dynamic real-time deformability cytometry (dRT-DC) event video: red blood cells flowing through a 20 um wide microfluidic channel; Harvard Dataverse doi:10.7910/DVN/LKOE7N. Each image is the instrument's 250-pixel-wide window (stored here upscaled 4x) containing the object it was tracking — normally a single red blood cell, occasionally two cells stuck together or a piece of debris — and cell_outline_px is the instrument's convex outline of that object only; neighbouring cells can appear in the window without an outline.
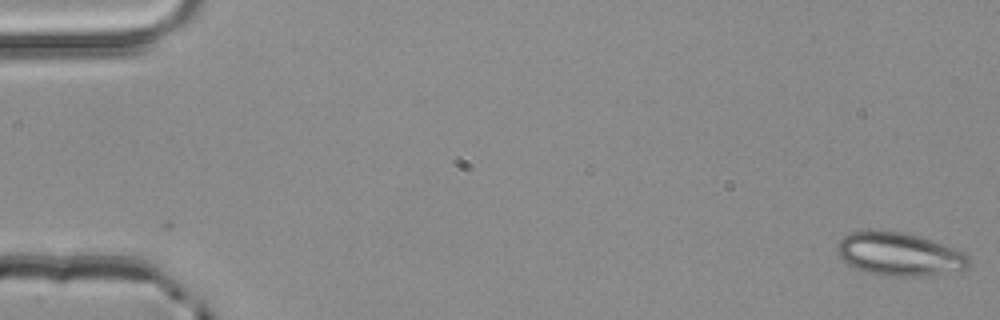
{"species": "common noctule bat (a hibernating species)", "species_latin": "Nyctalus noctula", "temperature_condition": "room temperature", "stored_images_in_passage": 4, "camera_frame_rate_fps": 3000, "um_per_image_px": 0.085, "animal": {"sex": "male", "body_mass_g": 20.4}, "frame": {"image": 1, "passage_image": 1, "time_ms": 0.0, "image_size_px": [1000, 320], "cell_outline_px": [[968, 268], [920, 276], [884, 276], [868, 272], [856, 268], [848, 264], [836, 252], [836, 244], [844, 236], [852, 232], [868, 228], [904, 232], [920, 236], [956, 248], [964, 252], [968, 256]], "centroid_in_image_um": [76.39, 21.56], "position_along_channel_um": 8.6, "area_um2": 33.35}}